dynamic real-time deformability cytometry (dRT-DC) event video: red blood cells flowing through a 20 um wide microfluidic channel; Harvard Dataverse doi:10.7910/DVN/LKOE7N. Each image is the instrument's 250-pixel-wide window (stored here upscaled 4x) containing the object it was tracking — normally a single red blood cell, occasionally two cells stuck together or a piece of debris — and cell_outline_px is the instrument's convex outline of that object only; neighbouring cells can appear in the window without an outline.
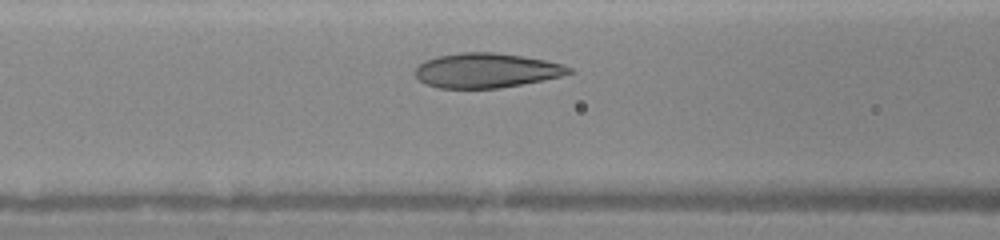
{"species": "human", "species_latin": "Homo sapiens", "temperature_condition": "warm", "stored_images_in_passage": 27, "camera_frame_rate_fps": 3000, "um_per_image_px": 0.085, "donor": {"sex": "female"}, "frame": {"image": 1, "passage_image": 8, "time_ms": 2.333, "image_size_px": [1000, 240], "cell_outline_px": [[572, 72], [560, 76], [500, 88], [436, 88], [424, 84], [416, 76], [416, 68], [424, 60], [436, 56], [460, 52], [492, 52], [520, 56], [544, 60], [560, 64], [572, 68]], "centroid_in_image_um": [41.27, 5.99], "position_along_channel_um": 125.3, "area_um2": 30.75}}
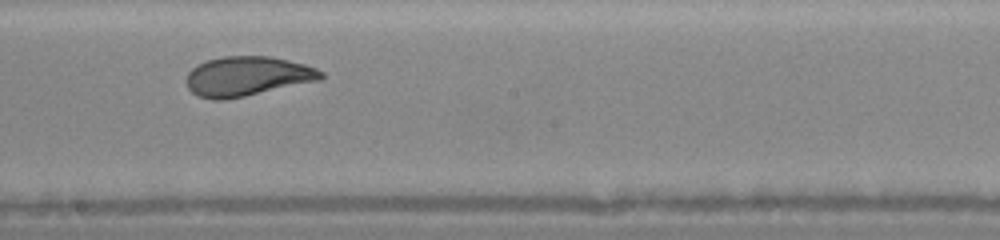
{"frame": {"image": 2, "passage_image": 15, "time_ms": 4.667, "image_size_px": [1000, 240], "cell_outline_px": [[324, 76], [320, 80], [244, 96], [224, 100], [212, 100], [196, 96], [188, 88], [184, 80], [188, 72], [196, 64], [208, 60], [224, 56], [272, 56], [304, 64], [316, 68], [324, 72]], "centroid_in_image_um": [20.98, 6.48], "position_along_channel_um": 227.2, "area_um2": 31.21}}
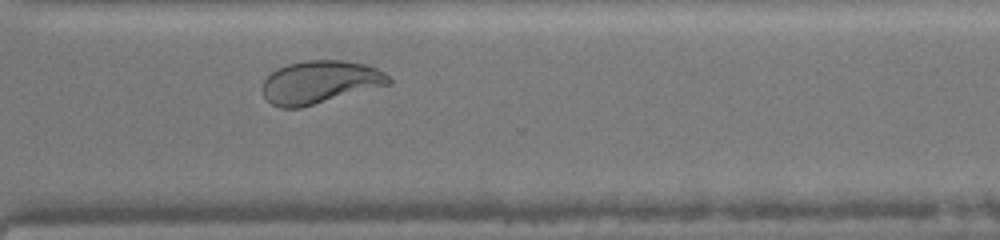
{"frame": {"image": 3, "passage_image": 23, "time_ms": 7.333, "image_size_px": [1000, 240], "cell_outline_px": [[392, 84], [300, 108], [280, 108], [272, 104], [264, 96], [260, 88], [264, 80], [276, 68], [288, 64], [304, 60], [344, 60], [368, 64], [384, 72], [392, 80]], "centroid_in_image_um": [27.2, 6.98], "position_along_channel_um": 343.4, "area_um2": 31.91}}